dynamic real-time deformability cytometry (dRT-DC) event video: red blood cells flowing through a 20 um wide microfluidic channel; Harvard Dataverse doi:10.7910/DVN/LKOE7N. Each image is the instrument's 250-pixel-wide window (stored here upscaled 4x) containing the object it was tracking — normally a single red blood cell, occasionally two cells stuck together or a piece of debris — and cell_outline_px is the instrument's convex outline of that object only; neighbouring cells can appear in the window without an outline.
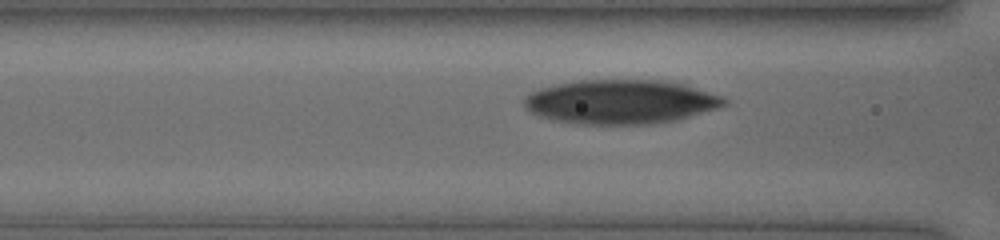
{"species": "human", "species_latin": "Homo sapiens", "temperature_condition": "cold", "stored_images_in_passage": 14, "camera_frame_rate_fps": 3000, "um_per_image_px": 0.085, "donor": {"sex": "female"}, "frame": {"image": 1, "passage_image": 12, "time_ms": 3.667, "image_size_px": [1000, 240], "cell_outline_px": [[728, 104], [716, 108], [676, 120], [652, 124], [576, 124], [552, 120], [528, 112], [524, 104], [524, 96], [540, 88], [556, 84], [576, 80], [660, 80], [680, 84], [696, 88], [724, 96], [728, 100]], "centroid_in_image_um": [52.72, 8.66], "position_along_channel_um": 113.9, "area_um2": 51.56}}